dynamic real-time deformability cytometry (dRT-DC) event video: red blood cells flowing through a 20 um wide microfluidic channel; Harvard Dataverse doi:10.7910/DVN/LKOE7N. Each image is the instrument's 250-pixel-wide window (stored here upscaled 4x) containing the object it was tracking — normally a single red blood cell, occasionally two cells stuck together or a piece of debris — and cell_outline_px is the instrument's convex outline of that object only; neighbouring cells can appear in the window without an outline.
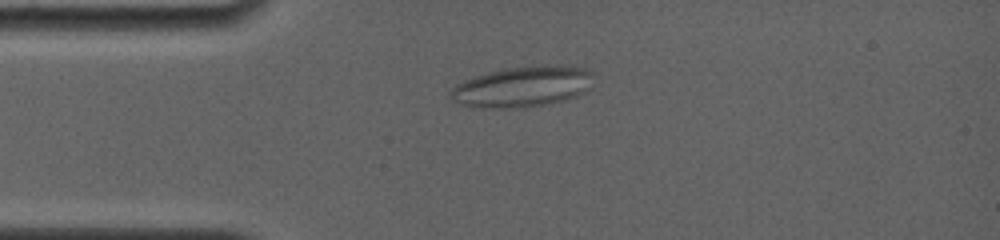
{"species": "common noctule bat (a hibernating species)", "species_latin": "Nyctalus noctula", "temperature_condition": "room temperature", "stored_images_in_passage": 40, "camera_frame_rate_fps": 4000, "um_per_image_px": 0.085, "animal": {"sex": "female", "body_mass_g": 19.0, "forearm_length_mm": 56.7}, "frame": {"image": 1, "passage_image": 10, "time_ms": 3.75, "image_size_px": [1000, 240], "cell_outline_px": [[592, 72], [588, 88], [584, 92], [576, 96], [564, 100], [544, 104], [520, 108], [488, 108], [456, 104], [448, 96], [448, 92], [456, 84], [464, 80], [488, 72], [508, 68], [588, 68]], "centroid_in_image_um": [44.28, 7.43], "position_along_channel_um": 40.7, "area_um2": 32.77}}
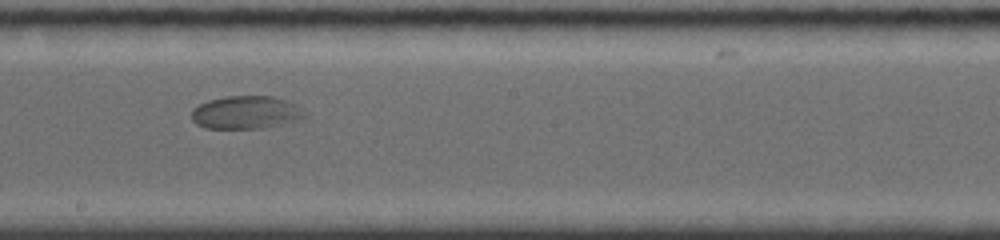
{"frame": {"image": 2, "passage_image": 24, "time_ms": 9.25, "image_size_px": [1000, 240], "cell_outline_px": [[308, 116], [300, 120], [264, 128], [204, 128], [196, 124], [192, 120], [192, 108], [208, 100], [228, 96], [272, 96], [288, 100], [296, 104], [308, 112]], "centroid_in_image_um": [20.96, 9.55], "position_along_channel_um": 227.2, "area_um2": 22.08}}
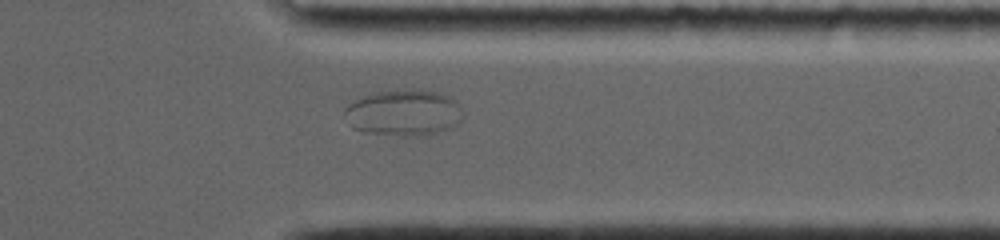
{"frame": {"image": 3, "passage_image": 35, "time_ms": 13.25, "image_size_px": [1000, 240], "cell_outline_px": [[464, 116], [452, 128], [424, 136], [400, 136], [364, 132], [352, 128], [344, 112], [344, 108], [348, 104], [364, 96], [376, 92], [404, 88], [440, 92], [456, 100]], "centroid_in_image_um": [34.33, 9.58], "position_along_channel_um": 377.1, "area_um2": 32.19}}